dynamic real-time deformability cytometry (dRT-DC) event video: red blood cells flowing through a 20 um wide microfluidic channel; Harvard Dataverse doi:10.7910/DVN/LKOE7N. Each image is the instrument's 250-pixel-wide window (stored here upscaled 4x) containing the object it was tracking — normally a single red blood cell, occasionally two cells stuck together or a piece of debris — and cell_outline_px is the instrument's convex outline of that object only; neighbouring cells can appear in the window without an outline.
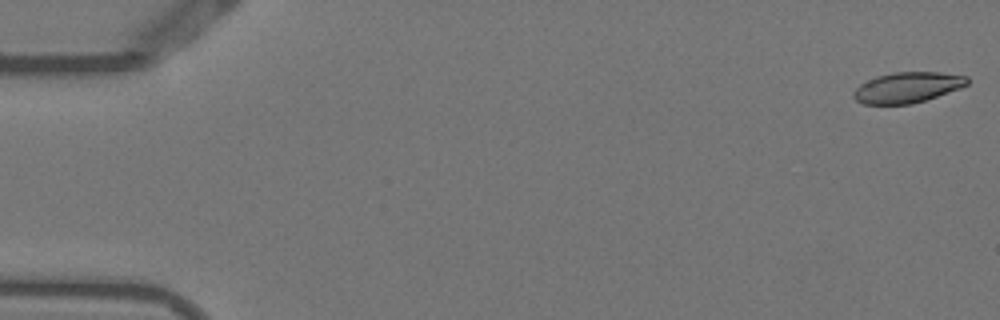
{"species": "Egyptian fruit bat (a non-hibernating species)", "species_latin": "Rousettus aegyptiacus", "temperature_condition": "warm", "stored_images_in_passage": 11, "camera_frame_rate_fps": 3000, "um_per_image_px": 0.085, "animal": {"sex": "female"}, "frame": {"image": 1, "passage_image": 1, "time_ms": 0.0, "image_size_px": [1000, 320], "cell_outline_px": [[968, 84], [960, 88], [912, 104], [864, 104], [856, 100], [852, 96], [852, 92], [860, 84], [876, 76], [892, 72], [940, 72], [968, 76]], "centroid_in_image_um": [77.11, 7.42], "position_along_channel_um": 7.9, "area_um2": 20.23}}